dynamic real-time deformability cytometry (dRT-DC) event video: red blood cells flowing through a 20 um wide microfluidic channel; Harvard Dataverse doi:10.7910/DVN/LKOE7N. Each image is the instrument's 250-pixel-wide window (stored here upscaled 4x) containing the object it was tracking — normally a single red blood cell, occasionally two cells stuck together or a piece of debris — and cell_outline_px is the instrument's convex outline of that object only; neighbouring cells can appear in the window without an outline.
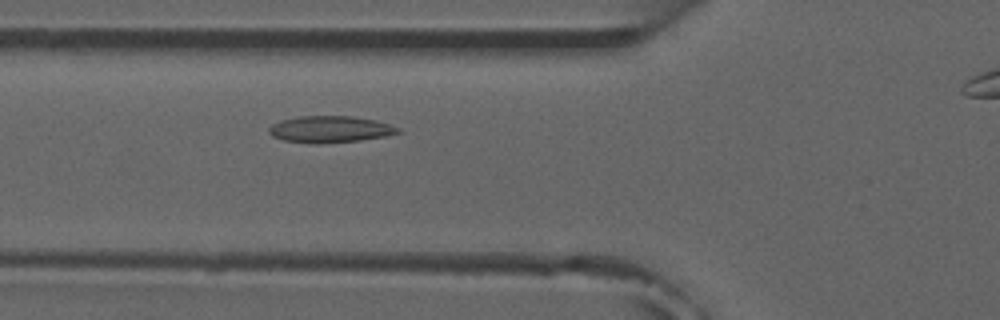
{"species": "common noctule bat (a hibernating species)", "species_latin": "Nyctalus noctula", "temperature_condition": "room temperature", "stored_images_in_passage": 4, "camera_frame_rate_fps": 3000, "um_per_image_px": 0.085, "animal": {"sex": "male", "forearm_length_mm": 52.5}, "frame": {"image": 1, "passage_image": 3, "time_ms": 2.333, "image_size_px": [1000, 320], "cell_outline_px": [[400, 132], [384, 136], [360, 140], [316, 144], [312, 144], [284, 140], [272, 136], [268, 132], [268, 128], [272, 124], [280, 120], [300, 116], [352, 116], [376, 120], [400, 128]], "centroid_in_image_um": [28.01, 10.99], "position_along_channel_um": 97.8, "area_um2": 20.0}}